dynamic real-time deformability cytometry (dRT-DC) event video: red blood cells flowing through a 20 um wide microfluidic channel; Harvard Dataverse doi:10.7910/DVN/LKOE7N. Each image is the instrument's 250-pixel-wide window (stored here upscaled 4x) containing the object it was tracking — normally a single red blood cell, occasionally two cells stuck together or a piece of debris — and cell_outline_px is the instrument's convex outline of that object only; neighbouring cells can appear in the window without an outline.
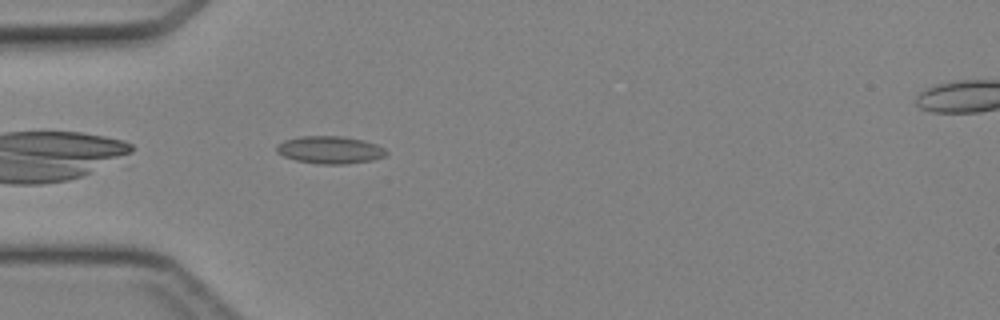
{"species": "Egyptian fruit bat (a non-hibernating species)", "species_latin": "Rousettus aegyptiacus", "temperature_condition": "cold", "stored_images_in_passage": 34, "camera_frame_rate_fps": 3000, "um_per_image_px": 0.085, "animal": {"sex": "female"}, "frame": {"image": 1, "passage_image": 2, "time_ms": 0.333, "image_size_px": [1000, 320], "cell_outline_px": [[388, 152], [384, 156], [372, 160], [344, 164], [320, 164], [296, 160], [284, 156], [276, 152], [276, 144], [284, 140], [300, 136], [340, 136], [364, 140], [376, 144], [384, 148]], "centroid_in_image_um": [28.02, 12.73], "position_along_channel_um": 57.0, "area_um2": 17.57}}
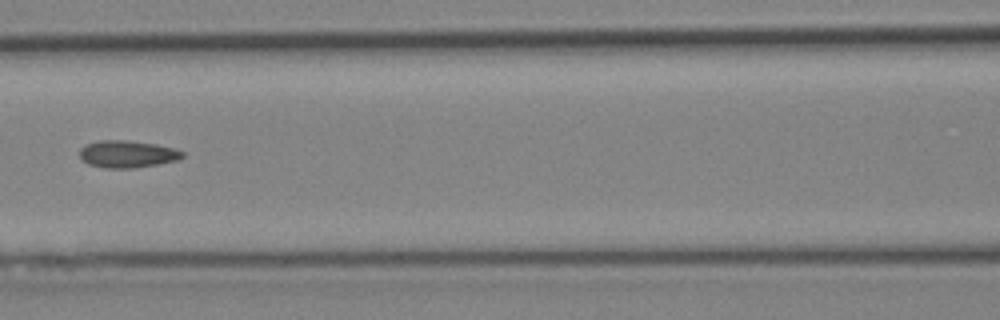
{"frame": {"image": 2, "passage_image": 9, "time_ms": 2.667, "image_size_px": [1000, 320], "cell_outline_px": [[184, 156], [180, 160], [136, 168], [104, 168], [88, 164], [80, 156], [80, 148], [84, 144], [100, 140], [124, 140], [156, 144], [172, 148], [184, 152]], "centroid_in_image_um": [10.82, 13.1], "position_along_channel_um": 155.8, "area_um2": 16.36}}
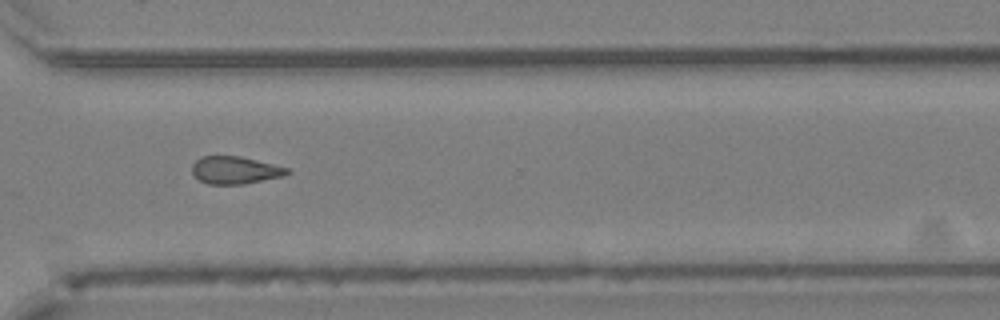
{"frame": {"image": 3, "passage_image": 22, "time_ms": 7.0, "image_size_px": [1000, 320], "cell_outline_px": [[292, 172], [284, 176], [244, 184], [208, 184], [200, 180], [192, 172], [192, 164], [200, 156], [240, 156], [288, 168]], "centroid_in_image_um": [19.98, 14.46], "position_along_channel_um": 350.6, "area_um2": 15.2}}